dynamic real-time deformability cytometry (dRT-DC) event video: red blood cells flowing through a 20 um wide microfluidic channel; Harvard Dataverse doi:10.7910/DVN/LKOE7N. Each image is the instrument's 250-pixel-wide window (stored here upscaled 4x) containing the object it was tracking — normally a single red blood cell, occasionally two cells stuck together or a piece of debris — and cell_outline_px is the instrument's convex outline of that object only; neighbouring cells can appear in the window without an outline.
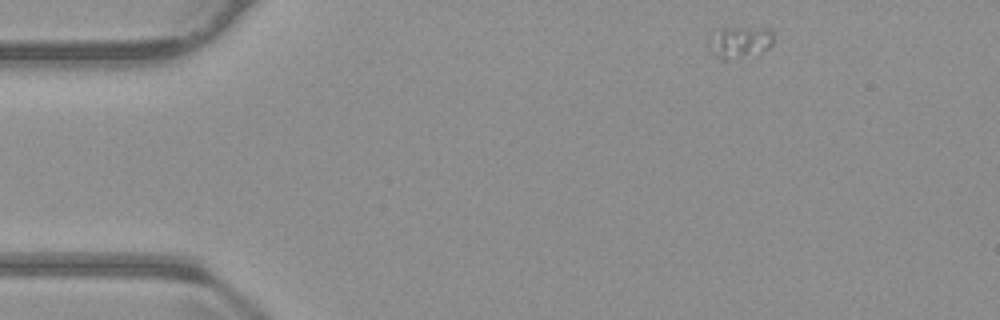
{"species": "common noctule bat (a hibernating species)", "species_latin": "Nyctalus noctula", "temperature_condition": "warm", "stored_images_in_passage": 13, "camera_frame_rate_fps": 3000, "um_per_image_px": 0.085, "animal": {"sex": "male", "body_mass_g": 23.1, "forearm_length_mm": 52.7}, "frame": {"image": 1, "passage_image": 1, "time_ms": 0.0, "image_size_px": [1000, 320], "cell_outline_px": [[772, 44], [768, 48], [756, 56], [728, 60], [720, 60], [708, 48], [708, 36], [712, 28], [768, 28], [772, 32]], "centroid_in_image_um": [62.8, 3.59], "position_along_channel_um": 22.2, "area_um2": 12.6}}
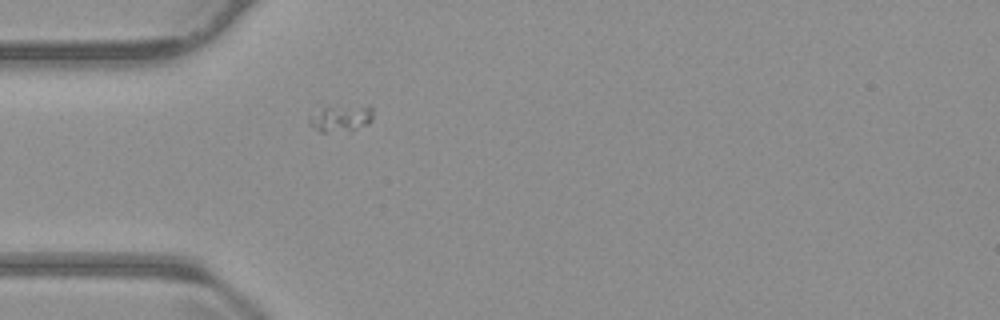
{"frame": {"image": 2, "passage_image": 10, "time_ms": 3.0, "image_size_px": [1000, 320], "cell_outline_px": [[372, 120], [368, 124], [352, 132], [320, 132], [308, 124], [308, 116], [324, 108], [368, 104], [372, 108]], "centroid_in_image_um": [29.01, 10.08], "position_along_channel_um": 56.0, "area_um2": 10.23}}